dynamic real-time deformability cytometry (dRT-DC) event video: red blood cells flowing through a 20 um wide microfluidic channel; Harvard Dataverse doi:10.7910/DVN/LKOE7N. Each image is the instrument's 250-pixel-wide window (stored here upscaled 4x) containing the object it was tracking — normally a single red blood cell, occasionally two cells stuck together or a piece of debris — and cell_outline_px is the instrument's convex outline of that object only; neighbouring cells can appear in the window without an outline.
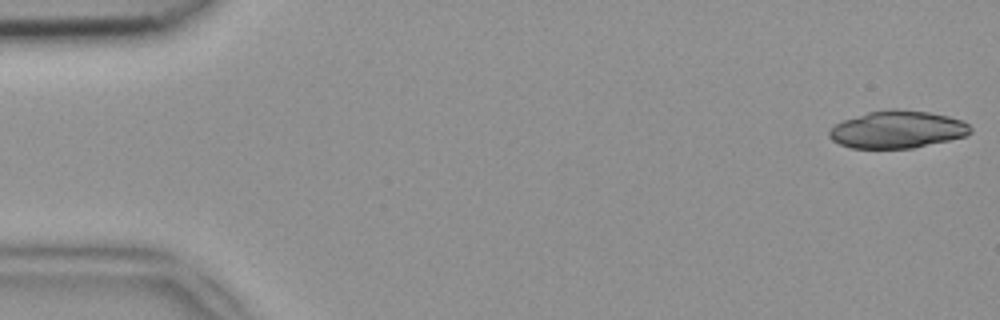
{"species": "common noctule bat (a hibernating species)", "species_latin": "Nyctalus noctula", "temperature_condition": "room temperature", "stored_images_in_passage": 48, "camera_frame_rate_fps": 3000, "um_per_image_px": 0.085, "animal": {"sex": "female", "body_mass_g": 18.4}, "frame": {"image": 1, "passage_image": 1, "time_ms": 0.0, "image_size_px": [1000, 320], "cell_outline_px": [[972, 132], [964, 136], [948, 140], [912, 148], [852, 148], [840, 144], [832, 140], [828, 136], [828, 132], [836, 124], [844, 120], [868, 112], [888, 108], [896, 108], [928, 112], [948, 116], [964, 120], [972, 128]], "centroid_in_image_um": [76.29, 10.99], "position_along_channel_um": 8.7, "area_um2": 30.75}}